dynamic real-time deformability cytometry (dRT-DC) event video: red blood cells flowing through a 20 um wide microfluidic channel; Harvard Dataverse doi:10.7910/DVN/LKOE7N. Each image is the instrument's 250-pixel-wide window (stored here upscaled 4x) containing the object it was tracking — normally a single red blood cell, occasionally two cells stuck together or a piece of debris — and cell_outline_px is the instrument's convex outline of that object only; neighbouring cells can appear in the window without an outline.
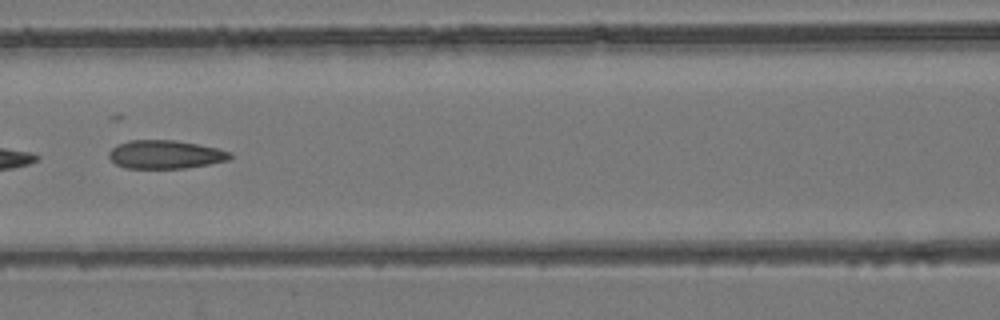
{"species": "common noctule bat (a hibernating species)", "species_latin": "Nyctalus noctula", "temperature_condition": "room temperature", "stored_images_in_passage": 15, "camera_frame_rate_fps": 3000, "um_per_image_px": 0.085, "animal": {"sex": "female", "body_mass_g": 24.6, "forearm_length_mm": 56.2}, "frame": {"image": 1, "passage_image": 7, "time_ms": 2.0, "image_size_px": [1000, 320], "cell_outline_px": [[232, 156], [228, 160], [208, 164], [184, 168], [124, 168], [116, 164], [108, 156], [108, 152], [112, 148], [128, 140], [176, 140], [216, 148], [232, 152]], "centroid_in_image_um": [14.04, 13.13], "position_along_channel_um": 152.6, "area_um2": 19.94}}